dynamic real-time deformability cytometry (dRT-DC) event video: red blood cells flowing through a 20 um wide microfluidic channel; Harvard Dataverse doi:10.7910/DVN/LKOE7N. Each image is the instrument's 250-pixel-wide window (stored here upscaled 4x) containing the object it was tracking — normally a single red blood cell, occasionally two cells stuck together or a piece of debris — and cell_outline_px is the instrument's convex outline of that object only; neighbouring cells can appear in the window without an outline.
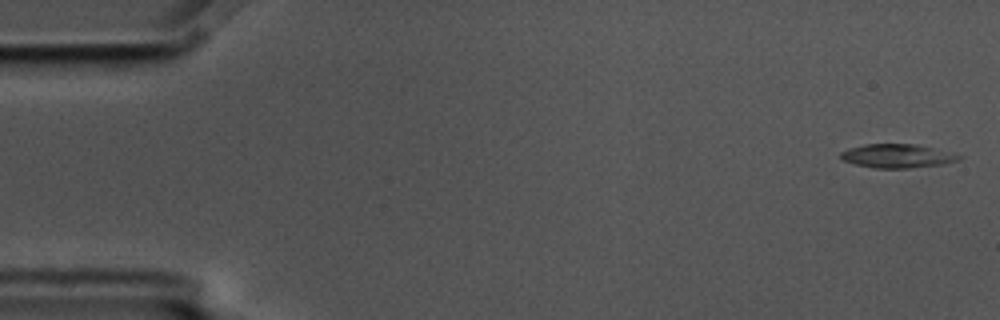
{"species": "common noctule bat (a hibernating species)", "species_latin": "Nyctalus noctula", "temperature_condition": "cold", "stored_images_in_passage": 5, "camera_frame_rate_fps": 3000, "um_per_image_px": 0.085, "animal": {"sex": "male", "body_mass_g": 17.5, "forearm_length_mm": 52.3}, "frame": {"image": 1, "passage_image": 1, "time_ms": 0.0, "image_size_px": [1000, 320], "cell_outline_px": [[964, 156], [960, 160], [944, 164], [908, 168], [876, 168], [856, 164], [844, 160], [840, 156], [840, 152], [848, 148], [864, 144], [912, 144], [932, 148]], "centroid_in_image_um": [76.26, 13.26], "position_along_channel_um": 8.7, "area_um2": 16.18}}
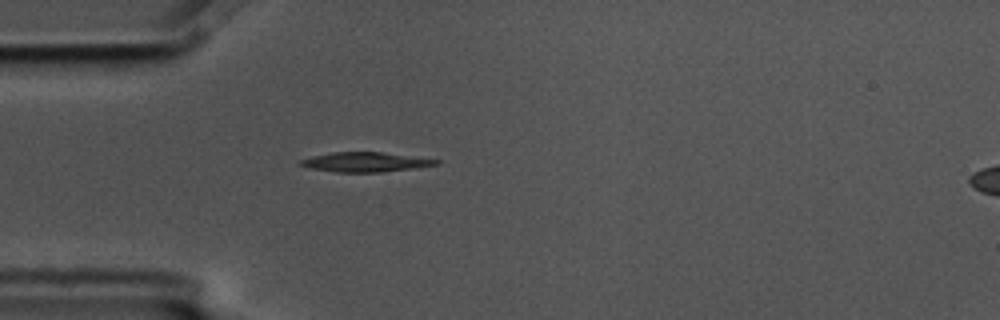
{"frame": {"image": 2, "passage_image": 5, "time_ms": 1.333, "image_size_px": [1000, 320], "cell_outline_px": [[440, 164], [416, 168], [380, 172], [336, 172], [308, 168], [296, 164], [300, 160], [312, 156], [332, 152], [380, 152], [440, 160]], "centroid_in_image_um": [31.0, 13.78], "position_along_channel_um": 54.0, "area_um2": 15.49}}